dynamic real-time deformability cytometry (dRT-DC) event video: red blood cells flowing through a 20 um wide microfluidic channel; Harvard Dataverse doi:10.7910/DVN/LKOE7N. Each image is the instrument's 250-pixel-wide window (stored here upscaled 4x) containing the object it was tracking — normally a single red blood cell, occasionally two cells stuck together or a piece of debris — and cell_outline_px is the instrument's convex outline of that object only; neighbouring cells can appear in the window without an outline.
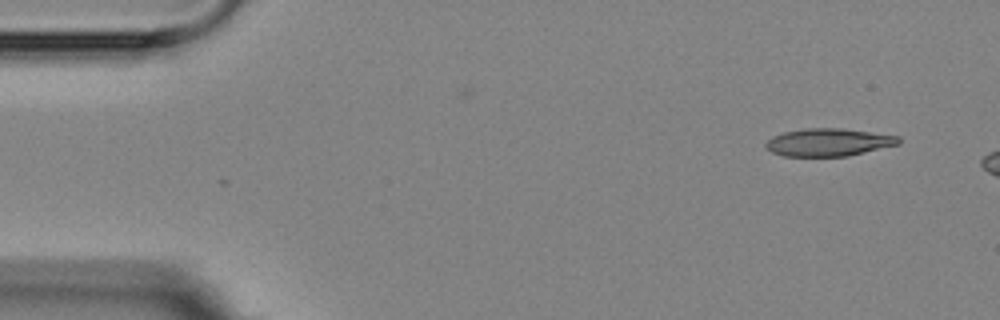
{"species": "Egyptian fruit bat (a non-hibernating species)", "species_latin": "Rousettus aegyptiacus", "temperature_condition": "room temperature", "stored_images_in_passage": 3, "camera_frame_rate_fps": 3000, "um_per_image_px": 0.085, "animal": {"sex": "female"}, "frame": {"image": 1, "passage_image": 1, "time_ms": 0.0, "image_size_px": [1000, 320], "cell_outline_px": [[900, 144], [848, 156], [784, 156], [772, 152], [764, 144], [772, 136], [784, 132], [808, 128], [840, 128], [900, 136]], "centroid_in_image_um": [70.44, 12.09], "position_along_channel_um": 14.6, "area_um2": 21.33}}